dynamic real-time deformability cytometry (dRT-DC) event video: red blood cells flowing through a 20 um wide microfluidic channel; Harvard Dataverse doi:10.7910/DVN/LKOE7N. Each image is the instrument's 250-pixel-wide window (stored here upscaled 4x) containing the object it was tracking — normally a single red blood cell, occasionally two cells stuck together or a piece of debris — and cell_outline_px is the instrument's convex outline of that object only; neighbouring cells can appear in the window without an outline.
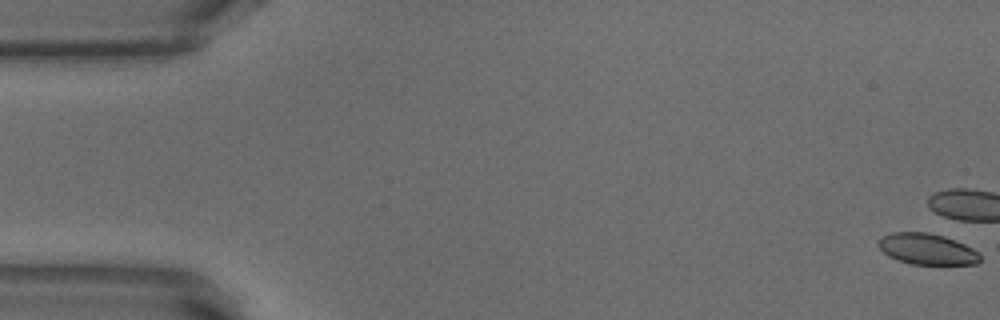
{"species": "common noctule bat (a hibernating species)", "species_latin": "Nyctalus noctula", "temperature_condition": "warm", "stored_images_in_passage": 4, "camera_frame_rate_fps": 3000, "um_per_image_px": 0.085, "animal": {"sex": "male", "body_mass_g": 18.8}, "frame": {"image": 1, "passage_image": 1, "time_ms": 0.0, "image_size_px": [1000, 320], "cell_outline_px": [[980, 260], [976, 264], [912, 264], [888, 256], [876, 244], [876, 240], [880, 236], [892, 232], [924, 232], [944, 236], [964, 244], [972, 248], [980, 256]], "centroid_in_image_um": [78.74, 21.15], "position_along_channel_um": 6.3, "area_um2": 18.32}}